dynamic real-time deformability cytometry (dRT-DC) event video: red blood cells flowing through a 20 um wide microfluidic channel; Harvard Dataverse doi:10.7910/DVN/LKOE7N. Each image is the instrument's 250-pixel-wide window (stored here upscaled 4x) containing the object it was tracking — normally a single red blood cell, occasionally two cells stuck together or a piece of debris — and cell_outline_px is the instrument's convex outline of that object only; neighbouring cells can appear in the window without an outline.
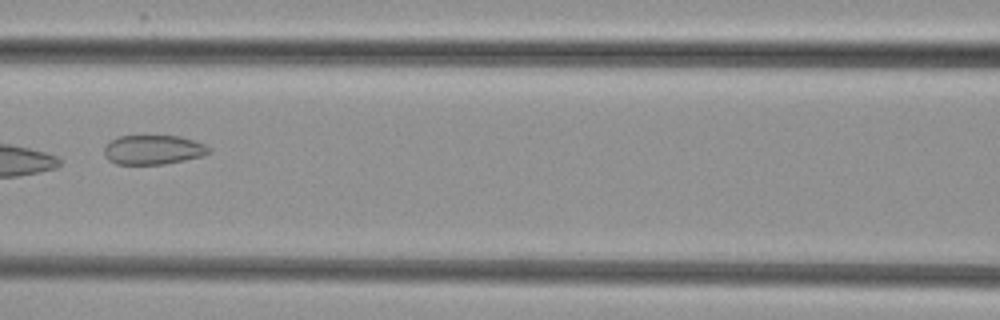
{"species": "common noctule bat (a hibernating species)", "species_latin": "Nyctalus noctula", "temperature_condition": "cold", "stored_images_in_passage": 6, "camera_frame_rate_fps": 3000, "um_per_image_px": 0.085, "animal": {"sex": "female", "body_mass_g": 29.2, "forearm_length_mm": 56.3}, "frame": {"image": 1, "passage_image": 6, "time_ms": 6.667, "image_size_px": [1000, 320], "cell_outline_px": [[212, 152], [204, 156], [164, 164], [116, 164], [108, 160], [104, 156], [104, 148], [112, 140], [120, 136], [180, 136], [204, 144], [212, 148]], "centroid_in_image_um": [13.06, 12.74], "position_along_channel_um": 153.5, "area_um2": 17.98}}